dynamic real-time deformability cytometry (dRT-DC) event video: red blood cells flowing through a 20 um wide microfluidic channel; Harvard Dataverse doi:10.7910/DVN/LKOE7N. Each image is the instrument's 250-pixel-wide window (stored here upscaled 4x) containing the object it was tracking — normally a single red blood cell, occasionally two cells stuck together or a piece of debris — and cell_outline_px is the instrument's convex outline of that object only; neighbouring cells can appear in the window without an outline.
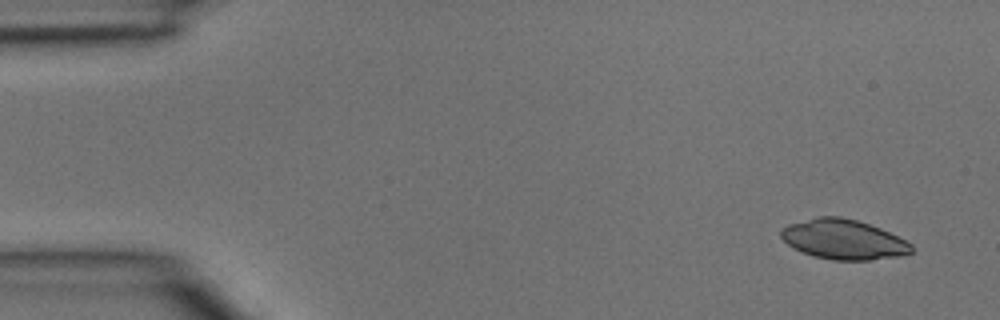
{"species": "common noctule bat (a hibernating species)", "species_latin": "Nyctalus noctula", "temperature_condition": "room temperature", "stored_images_in_passage": 3, "camera_frame_rate_fps": 3000, "um_per_image_px": 0.085, "animal": {"sex": "male", "body_mass_g": 15.6}, "frame": {"image": 1, "passage_image": 1, "time_ms": 0.0, "image_size_px": [1000, 320], "cell_outline_px": [[912, 252], [900, 256], [872, 260], [832, 260], [812, 256], [792, 248], [780, 236], [780, 228], [788, 224], [816, 216], [840, 216], [856, 220], [880, 228], [912, 244]], "centroid_in_image_um": [71.65, 20.35], "position_along_channel_um": 13.4, "area_um2": 30.4}}